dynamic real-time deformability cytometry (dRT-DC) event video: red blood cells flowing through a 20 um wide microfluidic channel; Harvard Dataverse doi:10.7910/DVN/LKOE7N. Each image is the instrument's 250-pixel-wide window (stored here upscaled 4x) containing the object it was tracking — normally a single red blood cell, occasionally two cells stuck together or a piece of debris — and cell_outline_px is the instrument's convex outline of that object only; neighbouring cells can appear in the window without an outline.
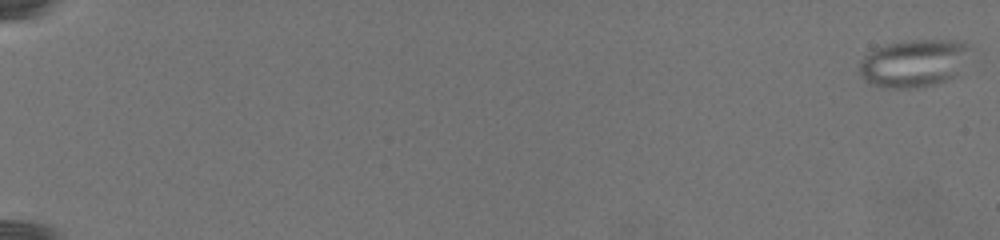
{"species": "common noctule bat (a hibernating species)", "species_latin": "Nyctalus noctula", "temperature_condition": "warm", "stored_images_in_passage": 110, "camera_frame_rate_fps": 3000, "um_per_image_px": 0.085, "animal": {"sex": "female", "body_mass_g": 19.5, "forearm_length_mm": 54.1}, "frame": {"image": 1, "passage_image": 1, "time_ms": 0.0, "image_size_px": [1000, 240], "cell_outline_px": [[972, 48], [952, 76], [944, 80], [912, 88], [892, 88], [876, 84], [868, 80], [860, 72], [860, 60], [864, 56], [876, 48], [892, 44], [924, 40], [932, 40], [968, 44]], "centroid_in_image_um": [77.63, 5.37], "position_along_channel_um": 7.4, "area_um2": 28.9}}
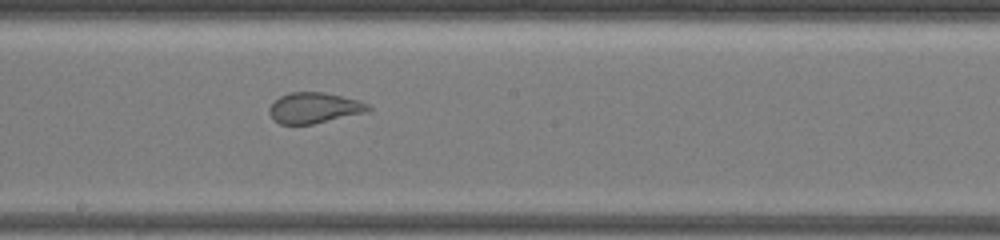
{"frame": {"image": 2, "passage_image": 60, "time_ms": 15.667, "image_size_px": [1000, 240], "cell_outline_px": [[372, 108], [360, 112], [312, 124], [280, 124], [268, 112], [268, 108], [280, 96], [292, 92], [324, 92], [356, 100], [368, 104]], "centroid_in_image_um": [26.63, 9.15], "position_along_channel_um": 221.6, "area_um2": 16.99}}
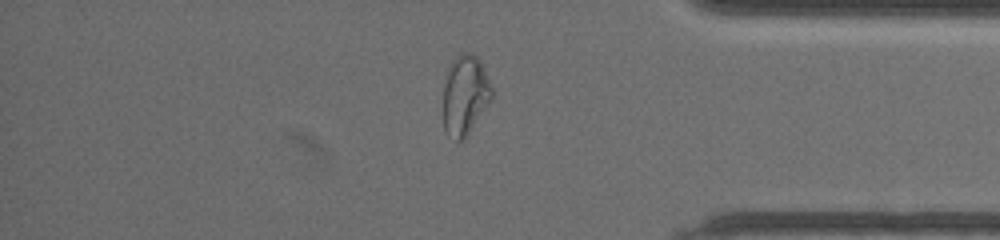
{"frame": {"image": 3, "passage_image": 92, "time_ms": 22.333, "image_size_px": [1000, 240], "cell_outline_px": [[492, 100], [464, 140], [456, 140], [444, 128], [444, 84], [452, 60], [456, 56], [464, 52], [468, 52], [476, 56], [480, 60], [492, 88]], "centroid_in_image_um": [39.55, 8.07], "position_along_channel_um": 395.7, "area_um2": 22.31}}